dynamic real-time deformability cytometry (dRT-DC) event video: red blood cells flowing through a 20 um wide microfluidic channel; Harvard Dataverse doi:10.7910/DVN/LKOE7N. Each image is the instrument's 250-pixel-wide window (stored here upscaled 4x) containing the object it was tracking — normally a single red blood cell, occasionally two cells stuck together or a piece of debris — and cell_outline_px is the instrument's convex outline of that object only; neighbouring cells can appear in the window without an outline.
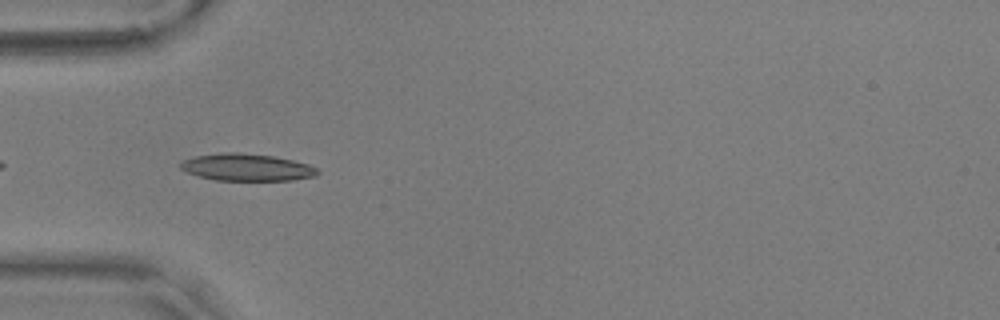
{"species": "common noctule bat (a hibernating species)", "species_latin": "Nyctalus noctula", "temperature_condition": "warm", "stored_images_in_passage": 40, "camera_frame_rate_fps": 3000, "um_per_image_px": 0.085, "animal": {"sex": "male", "body_mass_g": 17.9, "forearm_length_mm": 54.2}, "frame": {"image": 1, "passage_image": 3, "time_ms": 0.667, "image_size_px": [1000, 320], "cell_outline_px": [[320, 172], [316, 176], [292, 180], [216, 180], [200, 176], [188, 172], [180, 168], [180, 164], [184, 160], [196, 156], [228, 152], [236, 152], [272, 156], [292, 160], [308, 164], [316, 168]], "centroid_in_image_um": [21.01, 14.22], "position_along_channel_um": 64.0, "area_um2": 21.33}}
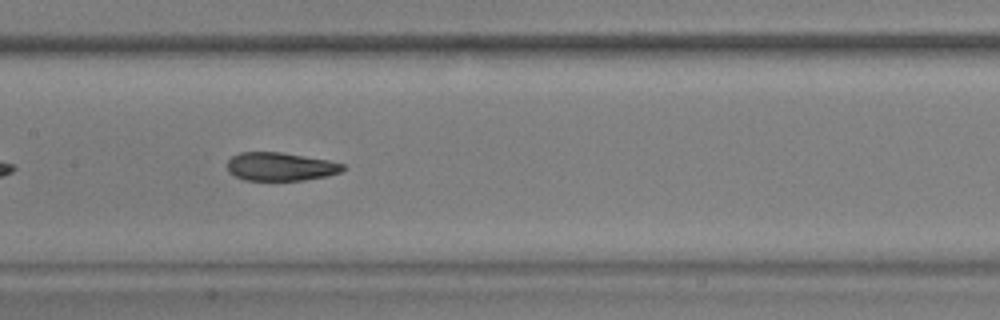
{"frame": {"image": 2, "passage_image": 13, "time_ms": 4.0, "image_size_px": [1000, 320], "cell_outline_px": [[348, 168], [340, 172], [328, 176], [304, 180], [244, 180], [228, 172], [228, 160], [232, 156], [240, 152], [280, 152], [328, 160], [344, 164]], "centroid_in_image_um": [23.86, 14.16], "position_along_channel_um": 183.5, "area_um2": 19.13}}
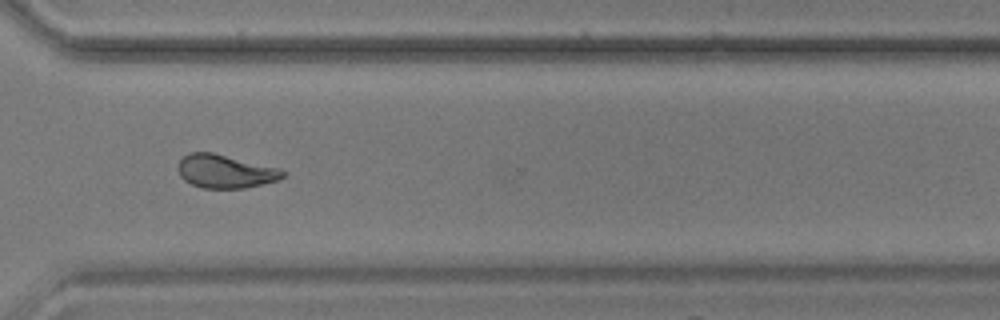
{"frame": {"image": 3, "passage_image": 27, "time_ms": 8.667, "image_size_px": [1000, 320], "cell_outline_px": [[288, 172], [284, 176], [276, 180], [244, 188], [200, 188], [184, 180], [180, 176], [176, 168], [180, 160], [188, 152], [212, 152], [280, 168]], "centroid_in_image_um": [19.12, 14.56], "position_along_channel_um": 351.5, "area_um2": 20.46}, "authors_computed_cell_mechanics": {"area_um2": 20.5768, "velocity_mm_per_s": 3.6074, "shape_relaxation_time_tau1_ms": null, "shape_relaxation_time_tau2_ms": 1.9346, "deformation_change_tau1": null, "deformation_change_tau2": 0.086}}